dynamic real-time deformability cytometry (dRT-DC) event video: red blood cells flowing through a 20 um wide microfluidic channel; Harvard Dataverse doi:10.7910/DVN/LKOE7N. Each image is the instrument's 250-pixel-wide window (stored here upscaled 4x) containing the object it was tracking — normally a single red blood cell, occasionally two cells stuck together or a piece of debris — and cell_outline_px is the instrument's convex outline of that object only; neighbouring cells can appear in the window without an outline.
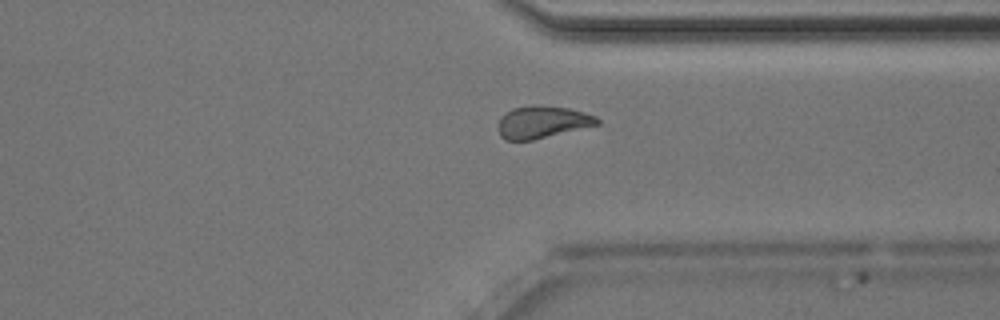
{"species": "Egyptian fruit bat (a non-hibernating species)", "species_latin": "Rousettus aegyptiacus", "temperature_condition": "room temperature", "stored_images_in_passage": 42, "camera_frame_rate_fps": 3000, "um_per_image_px": 0.085, "animal": {"sex": "male"}, "frame": {"image": 1, "passage_image": 30, "time_ms": 9.667, "image_size_px": [1000, 320], "cell_outline_px": [[600, 124], [532, 140], [504, 140], [500, 136], [500, 116], [504, 112], [512, 108], [532, 104], [540, 104], [568, 108], [584, 112], [596, 116], [600, 120]], "centroid_in_image_um": [46.1, 10.35], "position_along_channel_um": 365.3, "area_um2": 18.73}, "authors_computed_cell_mechanics": {"area_um2": 19.4208, "velocity_mm_per_s": 4.021, "shape_relaxation_time_tau1_ms": 5.0856, "shape_relaxation_time_tau2_ms": 2.2294, "deformation_change_tau1": 0.1068, "deformation_change_tau2": 0.0735}}